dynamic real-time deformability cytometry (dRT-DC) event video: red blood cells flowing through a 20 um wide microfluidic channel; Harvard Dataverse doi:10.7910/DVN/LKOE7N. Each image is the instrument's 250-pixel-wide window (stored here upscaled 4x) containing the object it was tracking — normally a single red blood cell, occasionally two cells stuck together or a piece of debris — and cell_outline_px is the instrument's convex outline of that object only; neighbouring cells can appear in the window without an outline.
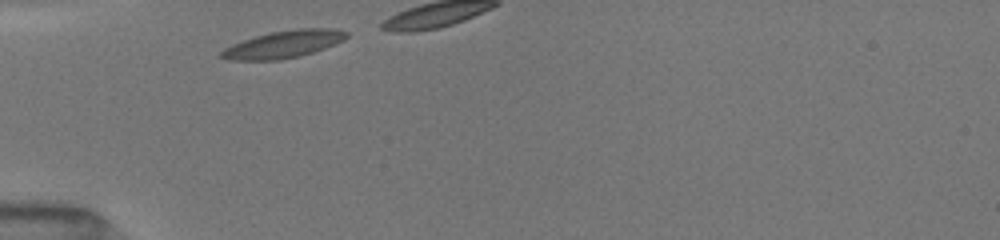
{"species": "common noctule bat (a hibernating species)", "species_latin": "Nyctalus noctula", "temperature_condition": "room temperature", "stored_images_in_passage": 3, "camera_frame_rate_fps": 3000, "um_per_image_px": 0.085, "animal": {"sex": "female", "body_mass_g": 19.5, "forearm_length_mm": 54.1}, "frame": {"image": 1, "passage_image": 1, "time_ms": 0.0, "image_size_px": [1000, 240], "cell_outline_px": [[348, 36], [344, 40], [324, 48], [312, 52], [280, 60], [228, 60], [220, 56], [220, 52], [224, 48], [232, 44], [268, 32], [296, 28], [332, 28], [348, 32]], "centroid_in_image_um": [24.09, 3.75], "position_along_channel_um": 60.9, "area_um2": 19.83}}